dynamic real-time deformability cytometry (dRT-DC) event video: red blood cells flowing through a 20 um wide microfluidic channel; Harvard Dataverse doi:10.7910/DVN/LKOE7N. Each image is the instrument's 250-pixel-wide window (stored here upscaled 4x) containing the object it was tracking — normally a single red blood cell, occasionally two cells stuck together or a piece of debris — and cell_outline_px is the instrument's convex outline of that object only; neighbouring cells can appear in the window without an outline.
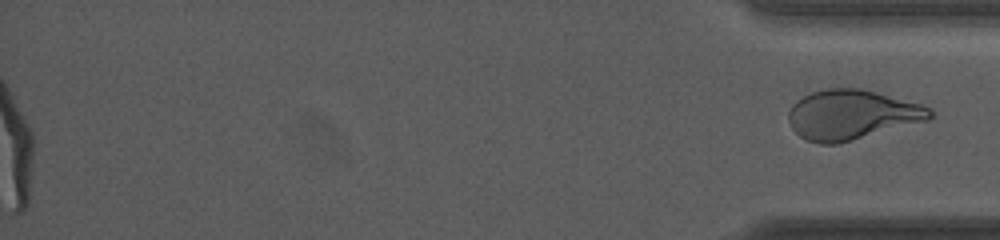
{"species": "human", "species_latin": "Homo sapiens", "temperature_condition": "room temperature", "stored_images_in_passage": 53, "segment_of_instrument_passage": [2, 2], "camera_frame_rate_fps": 3000, "um_per_image_px": 0.085, "donor": {"sex": "female"}, "frame": {"image": 1, "passage_image": 53, "time_ms": 17.333, "image_size_px": [1000, 240], "cell_outline_px": [[932, 116], [928, 120], [852, 140], [836, 144], [820, 144], [808, 140], [800, 136], [792, 128], [788, 120], [788, 112], [792, 104], [796, 100], [812, 92], [828, 88], [860, 88], [876, 92], [920, 104], [932, 108]], "centroid_in_image_um": [72.38, 9.75], "position_along_channel_um": 362.8, "area_um2": 40.69}}